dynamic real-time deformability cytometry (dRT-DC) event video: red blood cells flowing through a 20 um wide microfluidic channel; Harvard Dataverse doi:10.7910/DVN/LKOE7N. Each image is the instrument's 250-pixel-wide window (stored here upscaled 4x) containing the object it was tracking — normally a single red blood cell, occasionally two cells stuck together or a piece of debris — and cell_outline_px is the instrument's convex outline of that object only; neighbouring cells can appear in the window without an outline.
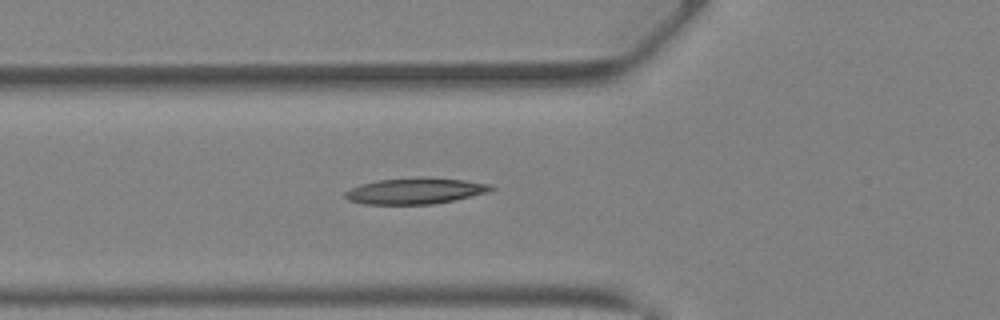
{"species": "Egyptian fruit bat (a non-hibernating species)", "species_latin": "Rousettus aegyptiacus", "temperature_condition": "warm", "stored_images_in_passage": 29, "camera_frame_rate_fps": 3000, "um_per_image_px": 0.085, "animal": {"sex": "female"}, "frame": {"image": 1, "passage_image": 2, "time_ms": 0.333, "image_size_px": [1000, 320], "cell_outline_px": [[496, 188], [488, 192], [452, 200], [432, 204], [364, 204], [348, 200], [344, 196], [344, 192], [352, 188], [364, 184], [380, 180], [416, 176], [428, 176], [464, 180], [488, 184]], "centroid_in_image_um": [35.3, 16.21], "position_along_channel_um": 90.5, "area_um2": 22.14}}
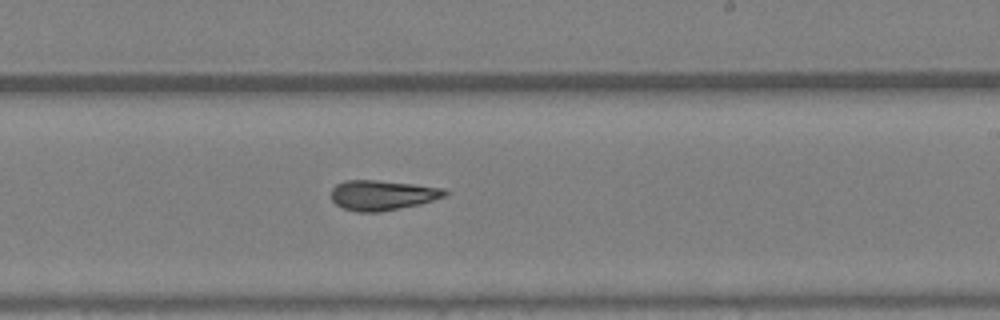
{"frame": {"image": 2, "passage_image": 12, "time_ms": 3.667, "image_size_px": [1000, 320], "cell_outline_px": [[448, 192], [444, 196], [420, 204], [380, 212], [356, 212], [344, 208], [336, 204], [332, 200], [332, 188], [336, 184], [348, 180], [376, 180], [412, 184], [444, 188]], "centroid_in_image_um": [32.48, 16.59], "position_along_channel_um": 256.5, "area_um2": 19.71}}
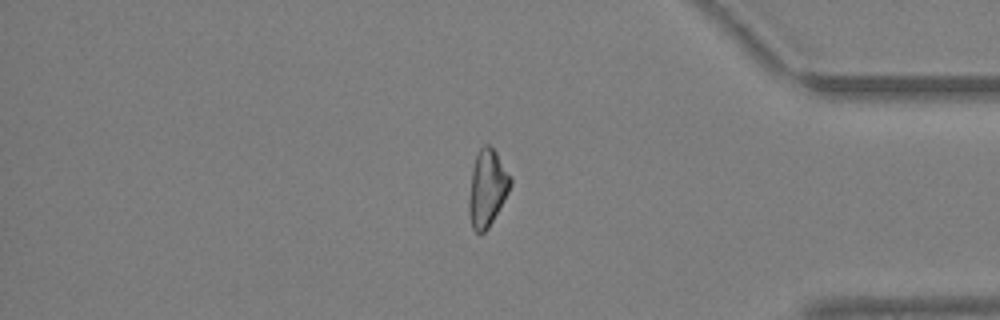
{"frame": {"image": 3, "passage_image": 22, "time_ms": 7.0, "image_size_px": [1000, 320], "cell_outline_px": [[512, 184], [504, 200], [488, 228], [480, 236], [472, 228], [468, 212], [468, 200], [472, 168], [476, 156], [480, 148], [484, 144], [488, 144], [496, 152], [512, 176]], "centroid_in_image_um": [41.41, 16.0], "position_along_channel_um": 393.8, "area_um2": 18.73}}